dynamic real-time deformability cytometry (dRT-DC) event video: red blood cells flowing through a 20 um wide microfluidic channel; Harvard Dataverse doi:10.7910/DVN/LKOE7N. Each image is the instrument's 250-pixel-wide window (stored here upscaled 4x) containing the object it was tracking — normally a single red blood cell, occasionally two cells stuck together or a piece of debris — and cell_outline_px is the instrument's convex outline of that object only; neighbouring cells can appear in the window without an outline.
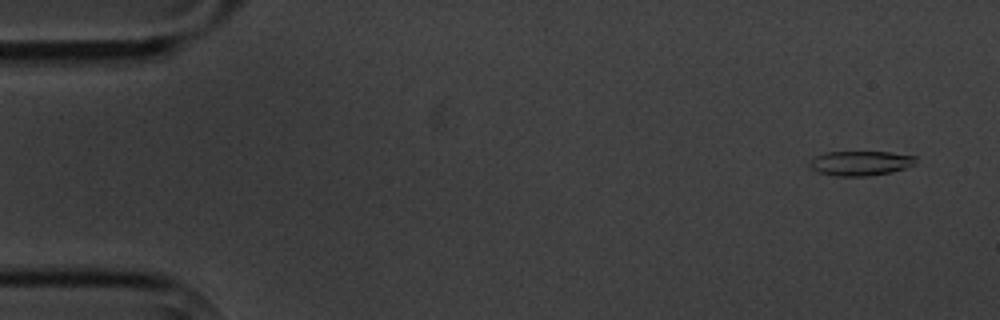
{"species": "common noctule bat (a hibernating species)", "species_latin": "Nyctalus noctula", "temperature_condition": "cold", "stored_images_in_passage": 6, "camera_frame_rate_fps": 3000, "um_per_image_px": 0.085, "animal": {"sex": "male", "body_mass_g": 20.1, "forearm_length_mm": 53.5}, "frame": {"image": 1, "passage_image": 1, "time_ms": 0.0, "image_size_px": [1000, 320], "cell_outline_px": [[916, 164], [892, 172], [868, 176], [836, 176], [816, 172], [808, 164], [808, 160], [824, 152], [888, 152], [916, 156]], "centroid_in_image_um": [73.11, 13.87], "position_along_channel_um": 11.9, "area_um2": 15.37}}
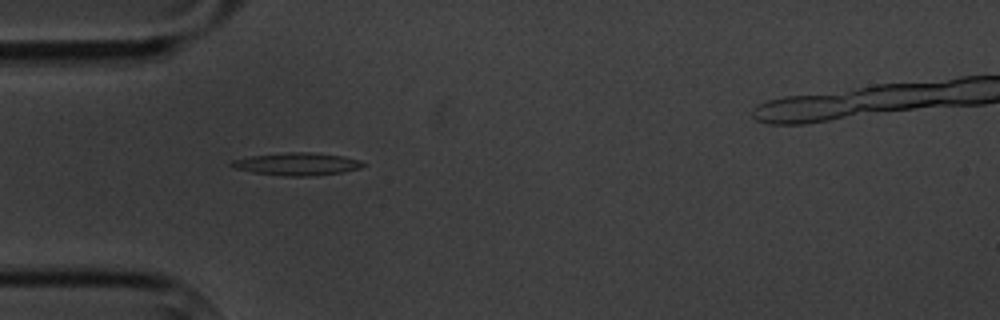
{"frame": {"image": 2, "passage_image": 5, "time_ms": 4.667, "image_size_px": [1000, 320], "cell_outline_px": [[368, 164], [360, 168], [344, 172], [312, 176], [284, 176], [252, 172], [236, 168], [228, 164], [232, 160], [248, 156], [288, 152], [308, 152], [344, 156], [360, 160]], "centroid_in_image_um": [25.27, 13.94], "position_along_channel_um": 59.7, "area_um2": 17.46}}
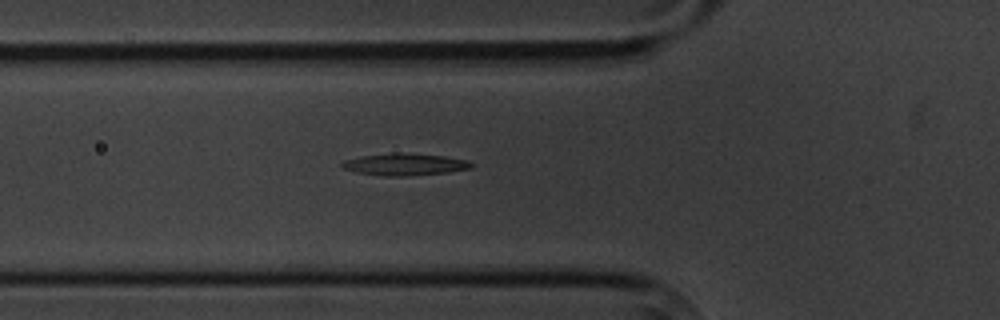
{"frame": {"image": 3, "passage_image": 6, "time_ms": 5.667, "image_size_px": [1000, 320], "cell_outline_px": [[472, 168], [448, 172], [408, 176], [384, 176], [356, 172], [344, 168], [340, 164], [344, 160], [364, 156], [400, 152], [444, 156], [468, 160], [472, 164]], "centroid_in_image_um": [34.43, 13.98], "position_along_channel_um": 91.4, "area_um2": 16.42}}